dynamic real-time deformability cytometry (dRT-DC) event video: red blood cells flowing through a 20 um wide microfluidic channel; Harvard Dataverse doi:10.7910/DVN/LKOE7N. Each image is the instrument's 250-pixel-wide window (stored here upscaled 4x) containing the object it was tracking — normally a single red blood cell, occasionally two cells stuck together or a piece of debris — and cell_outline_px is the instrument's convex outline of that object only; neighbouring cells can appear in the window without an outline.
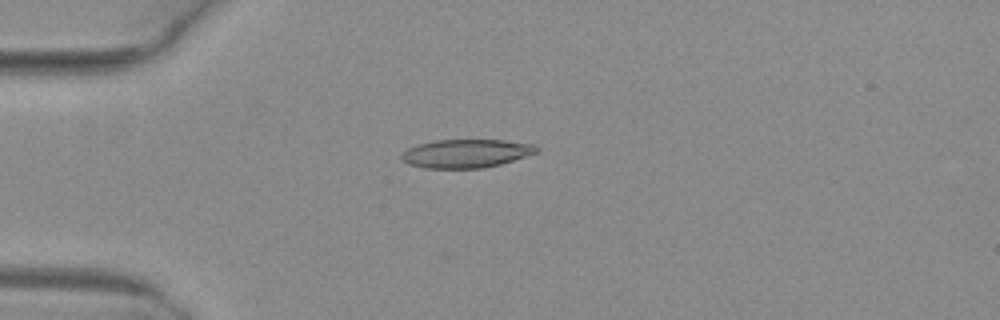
{"species": "common noctule bat (a hibernating species)", "species_latin": "Nyctalus noctula", "temperature_condition": "warm", "stored_images_in_passage": 5, "camera_frame_rate_fps": 3000, "um_per_image_px": 0.085, "animal": {"sex": "female", "body_mass_g": 29.2, "forearm_length_mm": 56.3}, "frame": {"image": 1, "passage_image": 3, "time_ms": 0.667, "image_size_px": [1000, 320], "cell_outline_px": [[540, 152], [500, 164], [480, 168], [424, 168], [408, 164], [400, 156], [408, 148], [416, 144], [436, 140], [504, 140], [536, 144], [540, 148]], "centroid_in_image_um": [39.66, 13.03], "position_along_channel_um": 45.3, "area_um2": 22.48}}
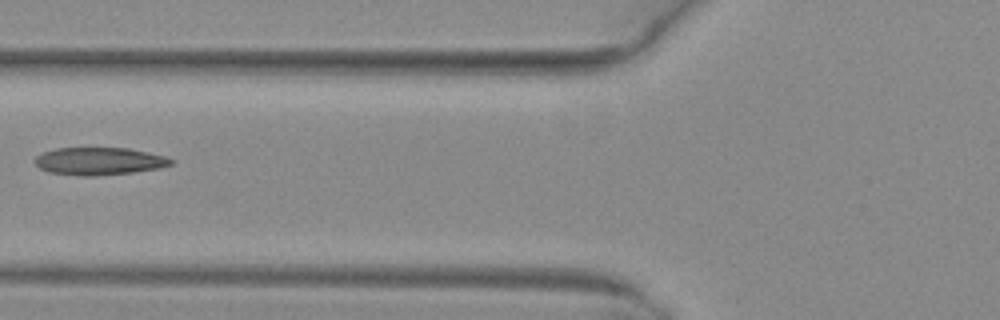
{"frame": {"image": 2, "passage_image": 5, "time_ms": 1.333, "image_size_px": [1000, 320], "cell_outline_px": [[176, 160], [172, 164], [160, 168], [132, 172], [92, 176], [84, 176], [48, 172], [40, 168], [32, 160], [36, 156], [44, 152], [56, 148], [128, 148], [148, 152], [164, 156]], "centroid_in_image_um": [8.43, 13.69], "position_along_channel_um": 117.4, "area_um2": 21.85}}